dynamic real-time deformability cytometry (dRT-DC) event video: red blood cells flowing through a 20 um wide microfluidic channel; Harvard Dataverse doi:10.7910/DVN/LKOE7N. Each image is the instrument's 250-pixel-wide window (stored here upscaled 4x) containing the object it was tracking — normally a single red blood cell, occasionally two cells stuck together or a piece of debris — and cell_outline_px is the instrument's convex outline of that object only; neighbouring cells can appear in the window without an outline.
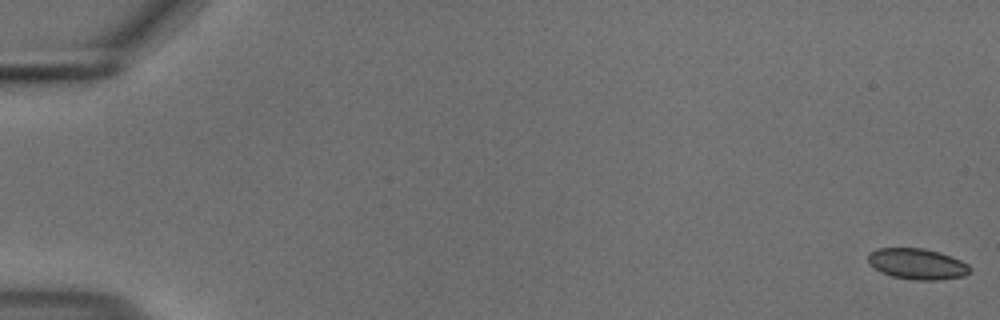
{"species": "common noctule bat (a hibernating species)", "species_latin": "Nyctalus noctula", "temperature_condition": "cold", "stored_images_in_passage": 56, "camera_frame_rate_fps": 3000, "um_per_image_px": 0.085, "animal": {"sex": "male", "body_mass_g": 18.8}, "frame": {"image": 1, "passage_image": 1, "time_ms": 0.0, "image_size_px": [1000, 320], "cell_outline_px": [[972, 268], [964, 276], [940, 280], [916, 280], [892, 276], [880, 272], [868, 264], [868, 252], [876, 248], [924, 248], [940, 252], [952, 256], [968, 264]], "centroid_in_image_um": [77.94, 22.42], "position_along_channel_um": 7.1, "area_um2": 18.55}}
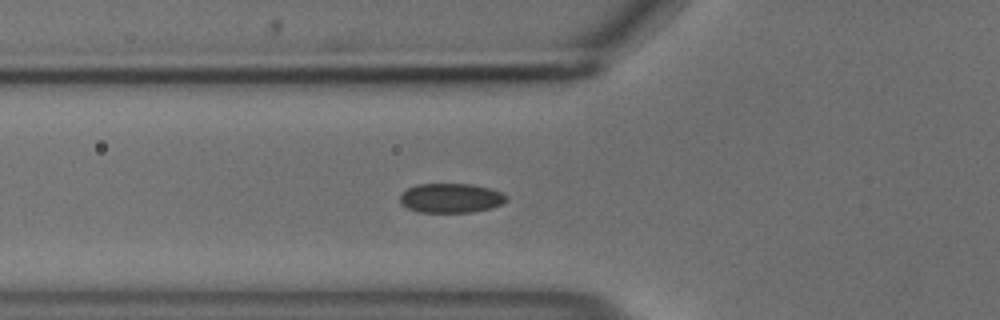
{"frame": {"image": 2, "passage_image": 21, "time_ms": 6.667, "image_size_px": [1000, 320], "cell_outline_px": [[508, 200], [492, 208], [472, 212], [420, 212], [408, 208], [400, 204], [400, 196], [408, 188], [416, 184], [472, 184], [488, 188], [500, 192], [508, 196]], "centroid_in_image_um": [38.33, 16.84], "position_along_channel_um": 87.5, "area_um2": 18.21}}
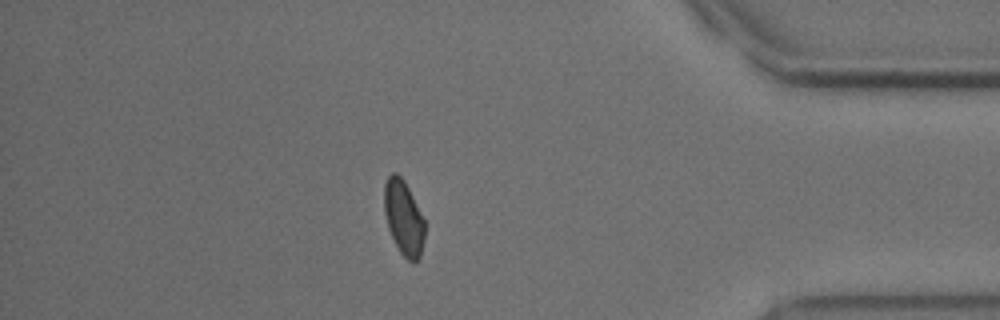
{"frame": {"image": 3, "passage_image": 49, "time_ms": 16.0, "image_size_px": [1000, 320], "cell_outline_px": [[424, 240], [420, 256], [416, 260], [408, 260], [400, 252], [388, 228], [384, 212], [384, 184], [388, 176], [392, 172], [396, 172], [404, 180], [424, 220]], "centroid_in_image_um": [34.29, 18.48], "position_along_channel_um": 400.9, "area_um2": 17.34}, "authors_computed_cell_mechanics": {"area_um2": 18.2648, "velocity_mm_per_s": 3.6863, "shape_relaxation_time_tau1_ms": 3.5333, "shape_relaxation_time_tau2_ms": 3.4054, "deformation_change_tau1": 0.0622, "deformation_change_tau2": 0.0483}}